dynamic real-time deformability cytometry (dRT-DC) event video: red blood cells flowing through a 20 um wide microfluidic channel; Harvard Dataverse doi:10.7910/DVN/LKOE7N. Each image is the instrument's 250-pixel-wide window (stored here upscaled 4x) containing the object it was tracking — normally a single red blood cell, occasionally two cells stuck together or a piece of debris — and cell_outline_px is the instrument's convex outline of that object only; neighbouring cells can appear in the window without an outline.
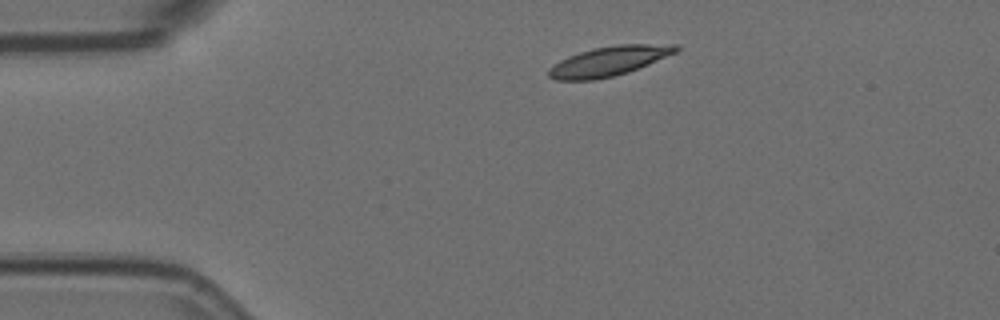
{"species": "Egyptian fruit bat (a non-hibernating species)", "species_latin": "Rousettus aegyptiacus", "temperature_condition": "room temperature", "stored_images_in_passage": 7, "camera_frame_rate_fps": 3000, "um_per_image_px": 0.085, "animal": {"sex": "female"}, "frame": {"image": 1, "passage_image": 1, "time_ms": 0.0, "image_size_px": [1000, 320], "cell_outline_px": [[680, 48], [676, 52], [648, 64], [628, 72], [612, 76], [592, 80], [556, 80], [548, 76], [548, 68], [560, 60], [568, 56], [592, 48], [620, 44], [680, 44]], "centroid_in_image_um": [51.75, 5.19], "position_along_channel_um": 33.2, "area_um2": 21.85}}
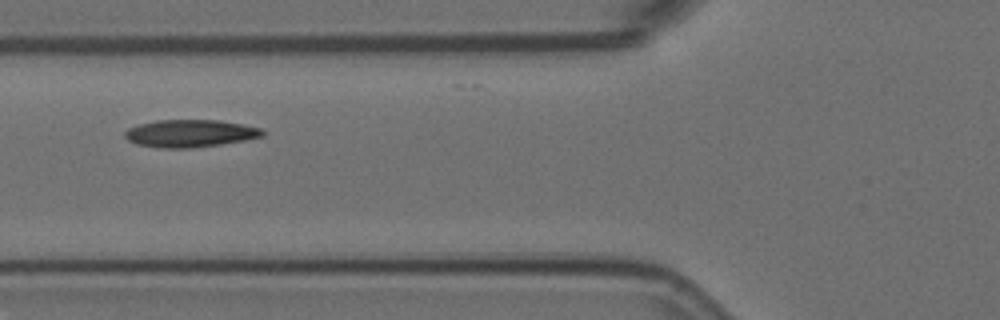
{"frame": {"image": 2, "passage_image": 4, "time_ms": 1.0, "image_size_px": [1000, 320], "cell_outline_px": [[264, 136], [244, 140], [220, 144], [188, 148], [160, 148], [136, 144], [128, 140], [124, 136], [124, 132], [128, 128], [136, 124], [156, 120], [220, 120], [244, 124], [260, 128], [264, 132]], "centroid_in_image_um": [16.12, 11.33], "position_along_channel_um": 109.7, "area_um2": 22.14}}
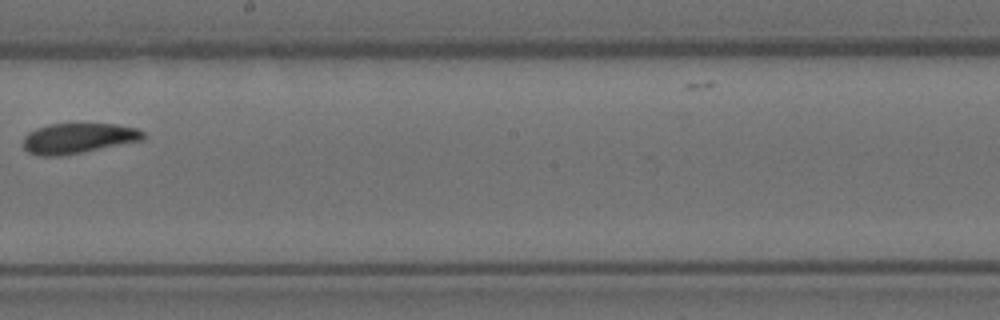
{"frame": {"image": 3, "passage_image": 7, "time_ms": 2.0, "image_size_px": [1000, 320], "cell_outline_px": [[144, 140], [60, 156], [40, 156], [28, 152], [24, 148], [24, 136], [28, 132], [36, 128], [48, 124], [116, 124], [136, 128], [144, 132]], "centroid_in_image_um": [6.63, 11.75], "position_along_channel_um": 241.6, "area_um2": 21.1}}